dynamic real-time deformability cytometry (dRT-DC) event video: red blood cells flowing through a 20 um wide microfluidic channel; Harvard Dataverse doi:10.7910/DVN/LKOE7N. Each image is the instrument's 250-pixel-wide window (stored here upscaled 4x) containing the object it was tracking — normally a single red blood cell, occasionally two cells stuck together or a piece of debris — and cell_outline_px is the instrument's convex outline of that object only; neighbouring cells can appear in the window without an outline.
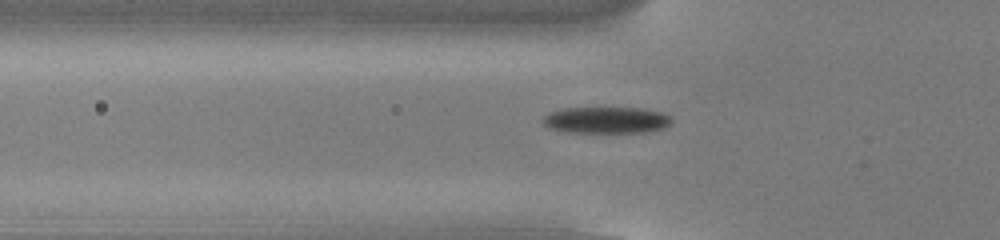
{"species": "common noctule bat (a hibernating species)", "species_latin": "Nyctalus noctula", "temperature_condition": "cold", "stored_images_in_passage": 51, "camera_frame_rate_fps": 3000, "um_per_image_px": 0.085, "animal": {"sex": "male", "body_mass_g": 13.0, "forearm_length_mm": 53.1}, "frame": {"image": 1, "passage_image": 16, "time_ms": 5.0, "image_size_px": [1000, 240], "cell_outline_px": [[672, 120], [664, 128], [648, 132], [568, 132], [548, 128], [540, 120], [548, 112], [564, 108], [640, 108], [660, 112], [668, 116]], "centroid_in_image_um": [51.47, 10.21], "position_along_channel_um": 74.3, "area_um2": 19.83}}
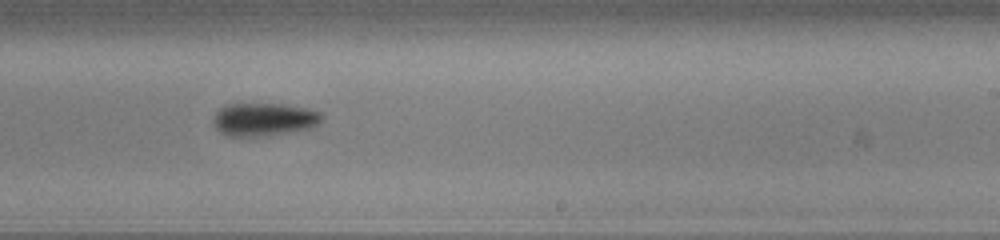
{"frame": {"image": 2, "passage_image": 31, "time_ms": 10.0, "image_size_px": [1000, 240], "cell_outline_px": [[324, 120], [320, 124], [312, 128], [268, 136], [228, 136], [220, 132], [212, 124], [212, 120], [216, 112], [224, 104], [280, 104], [304, 108], [320, 112], [324, 116]], "centroid_in_image_um": [22.44, 10.16], "position_along_channel_um": 266.6, "area_um2": 21.15}}
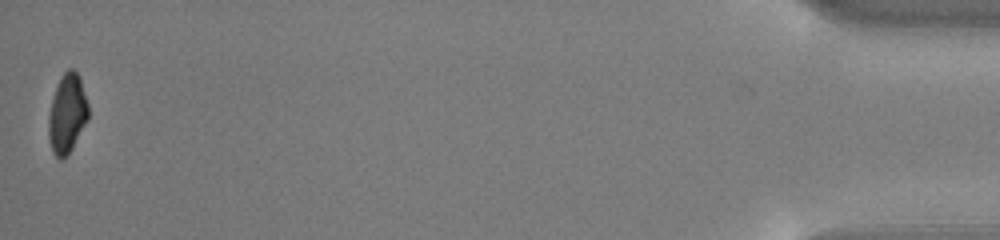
{"frame": {"image": 3, "passage_image": 51, "time_ms": 16.667, "image_size_px": [1000, 240], "cell_outline_px": [[88, 120], [72, 148], [60, 160], [52, 152], [48, 136], [48, 116], [52, 96], [60, 76], [68, 68], [72, 68], [80, 76], [88, 104]], "centroid_in_image_um": [5.7, 9.62], "position_along_channel_um": 429.5, "area_um2": 18.5}, "authors_computed_cell_mechanics": {"area_um2": 19.4786, "velocity_mm_per_s": 3.8492, "shape_relaxation_time_tau1_ms": 2.5072, "shape_relaxation_time_tau2_ms": null, "deformation_change_tau1": 0.1503, "deformation_change_tau2": null}}